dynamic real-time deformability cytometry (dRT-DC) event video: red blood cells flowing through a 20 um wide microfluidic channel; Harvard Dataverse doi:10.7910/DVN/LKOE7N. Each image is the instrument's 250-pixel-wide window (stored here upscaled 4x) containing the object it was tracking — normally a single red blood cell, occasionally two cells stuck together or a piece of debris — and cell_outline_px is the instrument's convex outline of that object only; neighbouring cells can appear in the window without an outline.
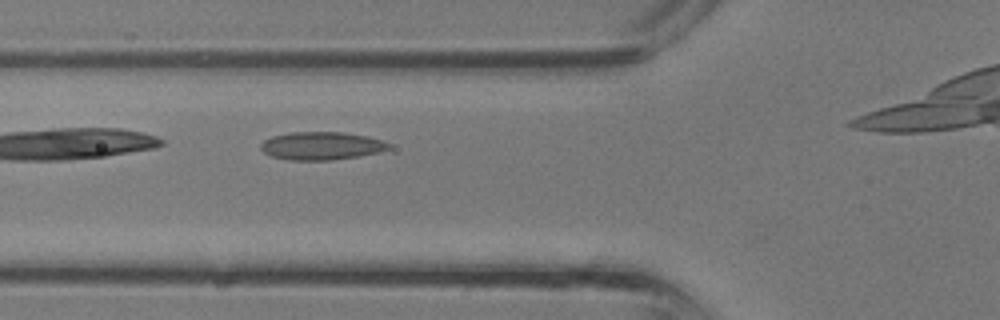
{"species": "common noctule bat (a hibernating species)", "species_latin": "Nyctalus noctula", "temperature_condition": "room temperature", "stored_images_in_passage": 20, "camera_frame_rate_fps": 3000, "um_per_image_px": 0.085, "animal": {"sex": "male", "body_mass_g": 13.3}, "frame": {"image": 1, "passage_image": 4, "time_ms": 1.0, "image_size_px": [1000, 320], "cell_outline_px": [[388, 148], [376, 152], [360, 156], [332, 160], [288, 160], [272, 156], [264, 152], [260, 148], [260, 144], [264, 140], [272, 136], [292, 132], [344, 132], [368, 136], [384, 140], [388, 144]], "centroid_in_image_um": [27.29, 12.39], "position_along_channel_um": 98.5, "area_um2": 20.81}}
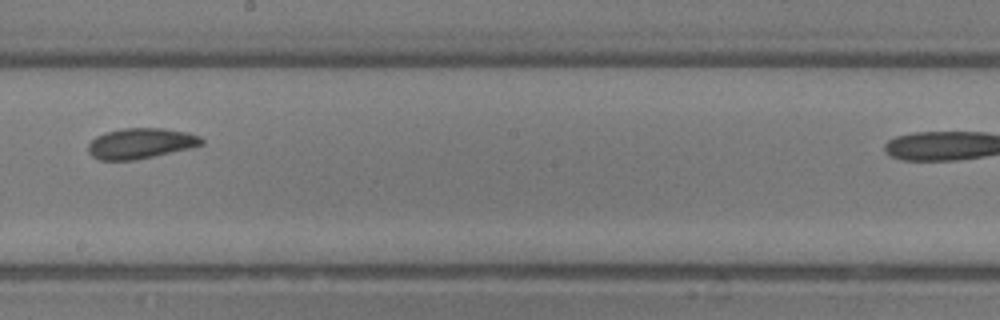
{"frame": {"image": 2, "passage_image": 11, "time_ms": 3.333, "image_size_px": [1000, 320], "cell_outline_px": [[204, 144], [188, 148], [136, 160], [100, 160], [92, 156], [88, 152], [88, 144], [96, 136], [104, 132], [124, 128], [164, 128], [188, 132], [200, 136], [204, 140]], "centroid_in_image_um": [11.94, 12.18], "position_along_channel_um": 236.3, "area_um2": 20.17}}
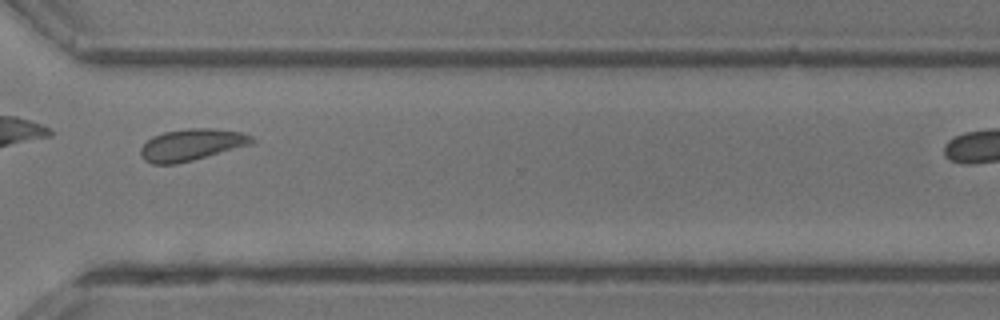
{"frame": {"image": 3, "passage_image": 17, "time_ms": 5.333, "image_size_px": [1000, 320], "cell_outline_px": [[256, 140], [252, 144], [192, 160], [176, 164], [152, 164], [144, 160], [140, 156], [140, 148], [152, 136], [164, 132], [188, 128], [212, 128], [240, 132], [252, 136]], "centroid_in_image_um": [16.26, 12.3], "position_along_channel_um": 354.3, "area_um2": 20.52}}